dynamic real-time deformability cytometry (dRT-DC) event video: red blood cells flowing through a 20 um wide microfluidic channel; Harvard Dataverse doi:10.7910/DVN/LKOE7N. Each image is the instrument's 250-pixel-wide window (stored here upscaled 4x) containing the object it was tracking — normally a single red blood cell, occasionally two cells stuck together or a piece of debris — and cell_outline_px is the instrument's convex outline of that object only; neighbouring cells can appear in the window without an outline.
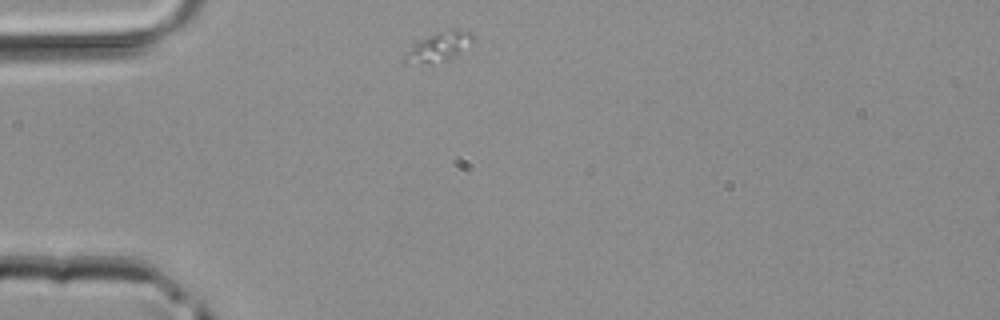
{"species": "common noctule bat (a hibernating species)", "species_latin": "Nyctalus noctula", "temperature_condition": "room temperature", "stored_images_in_passage": 1, "camera_frame_rate_fps": 3000, "um_per_image_px": 0.085, "animal": {"sex": "male", "body_mass_g": 20.4}, "frame": {"image": 1, "passage_image": 1, "time_ms": 0.0, "image_size_px": [1000, 320], "cell_outline_px": [[476, 40], [448, 60], [432, 64], [404, 64], [400, 60], [416, 40], [436, 32], [452, 28], [456, 28], [472, 32], [476, 36]], "centroid_in_image_um": [37.27, 3.97], "position_along_channel_um": 47.7, "area_um2": 12.31}}